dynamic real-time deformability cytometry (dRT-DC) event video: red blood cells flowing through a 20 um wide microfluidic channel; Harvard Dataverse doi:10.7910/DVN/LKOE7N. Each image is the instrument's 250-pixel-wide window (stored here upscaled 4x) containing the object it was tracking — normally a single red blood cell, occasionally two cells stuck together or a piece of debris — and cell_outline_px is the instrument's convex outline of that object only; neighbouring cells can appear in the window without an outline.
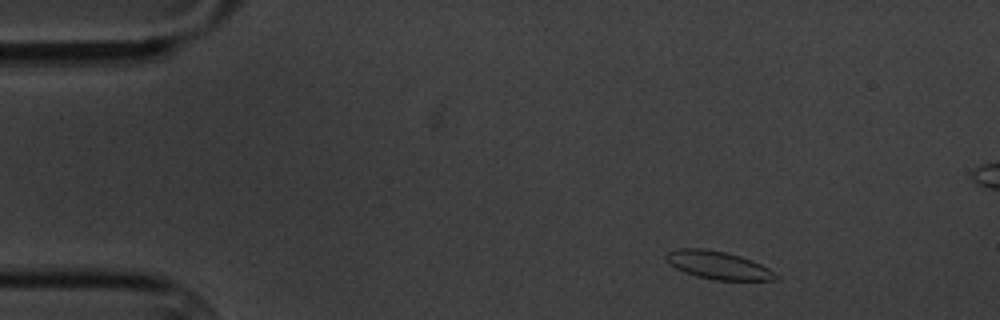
{"species": "common noctule bat (a hibernating species)", "species_latin": "Nyctalus noctula", "temperature_condition": "cold", "stored_images_in_passage": 7, "camera_frame_rate_fps": 3000, "um_per_image_px": 0.085, "animal": {"sex": "male", "body_mass_g": 20.1, "forearm_length_mm": 53.5}, "frame": {"image": 1, "passage_image": 1, "time_ms": 0.0, "image_size_px": [1000, 320], "cell_outline_px": [[780, 280], [712, 280], [696, 276], [684, 272], [676, 268], [664, 256], [668, 252], [680, 248], [704, 248], [724, 252], [740, 256], [752, 260], [768, 268], [780, 276]], "centroid_in_image_um": [61.08, 22.55], "position_along_channel_um": 23.9, "area_um2": 17.8}}
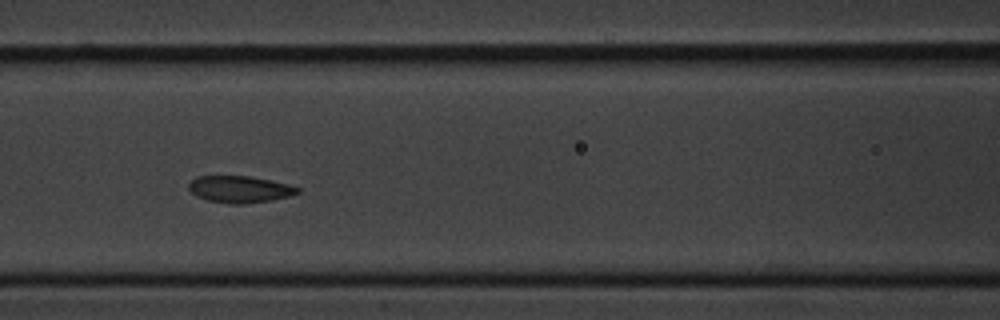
{"frame": {"image": 2, "passage_image": 6, "time_ms": 5.667, "image_size_px": [1000, 320], "cell_outline_px": [[300, 192], [288, 196], [272, 200], [244, 204], [228, 204], [208, 200], [196, 196], [188, 188], [188, 184], [196, 176], [248, 176], [288, 184], [300, 188]], "centroid_in_image_um": [20.36, 16.09], "position_along_channel_um": 146.2, "area_um2": 16.94}}
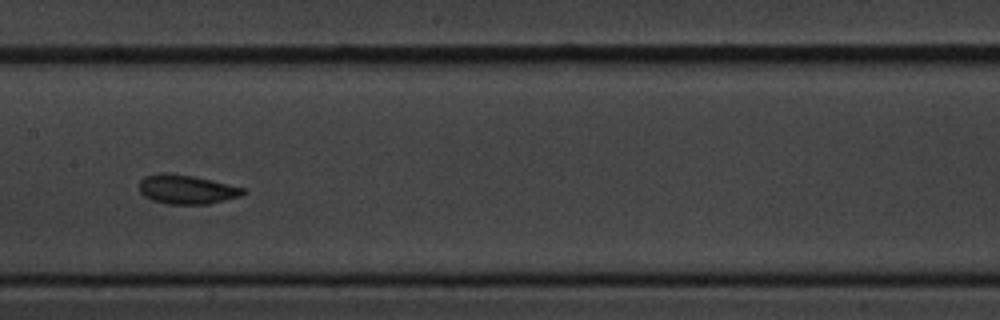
{"frame": {"image": 3, "passage_image": 7, "time_ms": 7.0, "image_size_px": [1000, 320], "cell_outline_px": [[248, 192], [240, 196], [208, 204], [168, 204], [152, 200], [144, 196], [140, 192], [140, 180], [144, 176], [160, 172], [168, 172], [192, 176], [212, 180], [244, 188]], "centroid_in_image_um": [15.85, 16.09], "position_along_channel_um": 191.6, "area_um2": 17.69}}